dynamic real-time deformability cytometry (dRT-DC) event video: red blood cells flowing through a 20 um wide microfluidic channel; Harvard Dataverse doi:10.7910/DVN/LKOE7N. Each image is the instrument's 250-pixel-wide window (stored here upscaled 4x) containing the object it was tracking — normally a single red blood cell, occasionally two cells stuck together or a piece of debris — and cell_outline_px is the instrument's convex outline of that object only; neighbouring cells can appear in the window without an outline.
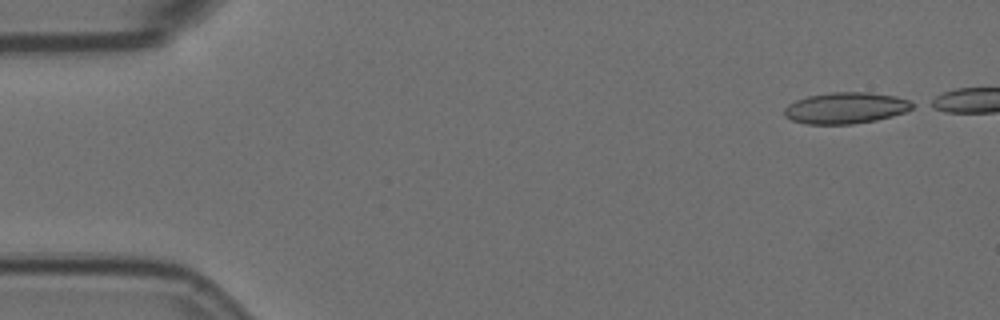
{"species": "Egyptian fruit bat (a non-hibernating species)", "species_latin": "Rousettus aegyptiacus", "temperature_condition": "room temperature", "stored_images_in_passage": 8, "segment_of_instrument_passage": [1, 2], "camera_frame_rate_fps": 3000, "um_per_image_px": 0.085, "animal": {"sex": "female"}, "frame": {"image": 1, "passage_image": 1, "time_ms": 0.0, "image_size_px": [1000, 320], "cell_outline_px": [[916, 104], [912, 108], [904, 112], [892, 116], [876, 120], [852, 124], [808, 124], [792, 120], [784, 116], [784, 108], [788, 104], [796, 100], [808, 96], [828, 92], [868, 92], [896, 96], [908, 100]], "centroid_in_image_um": [71.88, 9.17], "position_along_channel_um": 13.1, "area_um2": 23.41}}
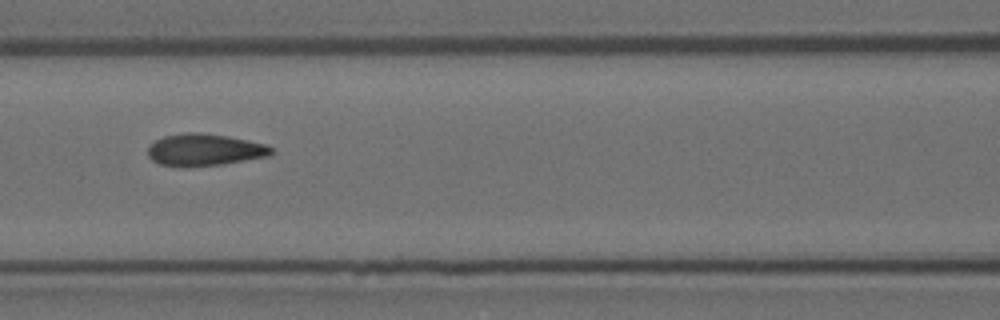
{"frame": {"image": 2, "passage_image": 7, "time_ms": 2.0, "image_size_px": [1000, 320], "cell_outline_px": [[272, 152], [268, 156], [224, 164], [160, 164], [152, 160], [148, 156], [148, 148], [156, 140], [164, 136], [188, 132], [200, 132], [228, 136], [268, 144], [272, 148]], "centroid_in_image_um": [17.44, 12.69], "position_along_channel_um": 149.2, "area_um2": 22.31}}